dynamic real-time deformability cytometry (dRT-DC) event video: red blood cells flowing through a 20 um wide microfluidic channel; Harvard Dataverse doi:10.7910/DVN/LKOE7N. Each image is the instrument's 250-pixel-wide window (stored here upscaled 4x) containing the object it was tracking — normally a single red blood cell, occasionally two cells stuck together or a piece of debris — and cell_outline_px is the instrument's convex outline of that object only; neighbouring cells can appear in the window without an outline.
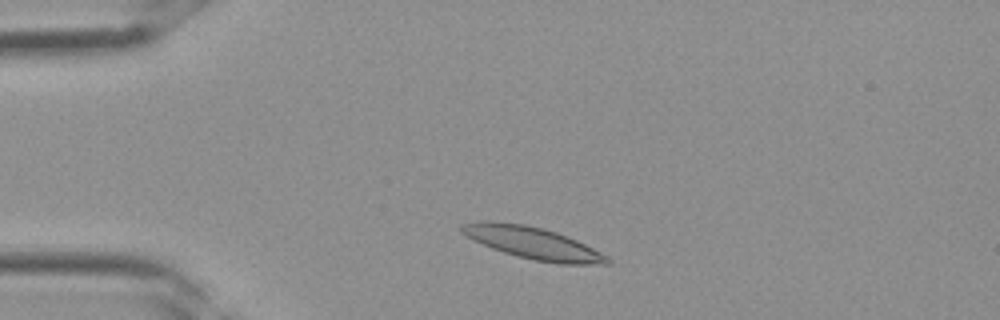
{"species": "Egyptian fruit bat (a non-hibernating species)", "species_latin": "Rousettus aegyptiacus", "temperature_condition": "room temperature", "stored_images_in_passage": 4, "camera_frame_rate_fps": 3000, "um_per_image_px": 0.085, "frame": {"image": 1, "passage_image": 4, "time_ms": 1.0, "image_size_px": [1000, 320], "cell_outline_px": [[612, 264], [560, 264], [536, 260], [504, 252], [492, 248], [472, 240], [460, 232], [460, 224], [480, 220], [488, 220], [524, 224], [544, 228], [568, 236], [608, 256], [612, 260]], "centroid_in_image_um": [45.26, 20.63], "position_along_channel_um": 39.7, "area_um2": 27.22}}